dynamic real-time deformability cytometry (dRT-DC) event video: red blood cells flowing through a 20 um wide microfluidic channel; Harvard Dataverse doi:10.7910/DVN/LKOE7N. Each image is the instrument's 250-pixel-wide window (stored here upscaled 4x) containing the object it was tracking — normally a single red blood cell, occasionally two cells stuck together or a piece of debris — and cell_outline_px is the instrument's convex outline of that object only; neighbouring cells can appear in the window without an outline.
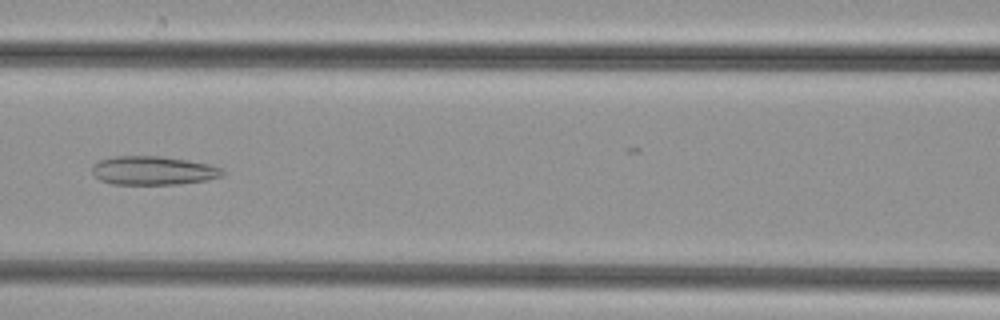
{"species": "common noctule bat (a hibernating species)", "species_latin": "Nyctalus noctula", "temperature_condition": "cold", "stored_images_in_passage": 47, "camera_frame_rate_fps": 3000, "um_per_image_px": 0.085, "animal": {"sex": "female", "body_mass_g": 29.2, "forearm_length_mm": 56.3}, "frame": {"image": 1, "passage_image": 21, "time_ms": 6.667, "image_size_px": [1000, 320], "cell_outline_px": [[224, 176], [208, 180], [180, 184], [112, 184], [100, 180], [92, 172], [92, 164], [96, 160], [112, 156], [160, 156], [188, 160], [212, 164], [220, 168], [224, 172]], "centroid_in_image_um": [13.02, 14.49], "position_along_channel_um": 153.6, "area_um2": 22.14}}
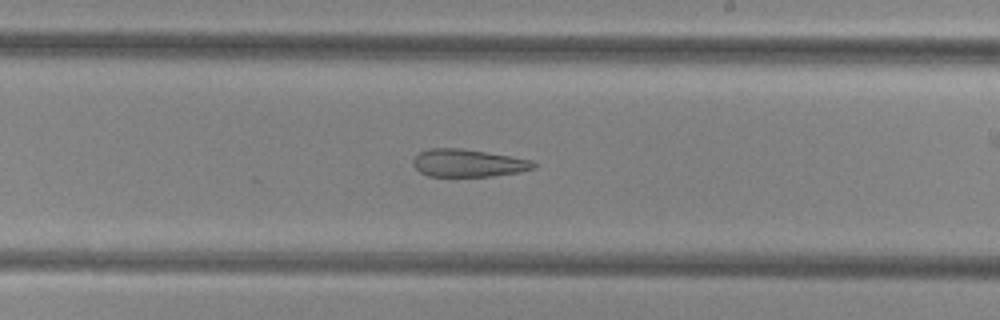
{"frame": {"image": 2, "passage_image": 28, "time_ms": 9.0, "image_size_px": [1000, 320], "cell_outline_px": [[536, 168], [520, 172], [492, 176], [428, 176], [420, 172], [412, 164], [412, 160], [420, 152], [428, 148], [460, 148], [532, 160], [536, 164]], "centroid_in_image_um": [39.77, 13.86], "position_along_channel_um": 249.2, "area_um2": 19.31}}
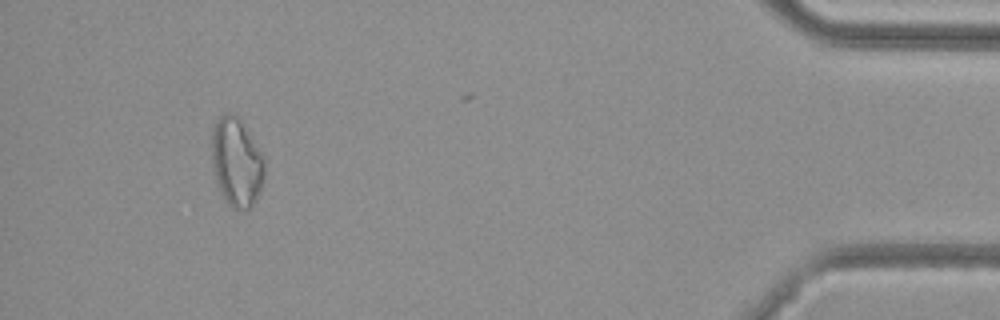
{"frame": {"image": 3, "passage_image": 45, "time_ms": 14.667, "image_size_px": [1000, 320], "cell_outline_px": [[264, 176], [260, 192], [248, 212], [244, 212], [232, 208], [224, 200], [216, 180], [212, 168], [212, 132], [216, 120], [224, 112], [232, 112], [240, 120], [264, 156]], "centroid_in_image_um": [20.1, 13.83], "position_along_channel_um": 415.1, "area_um2": 27.51}}